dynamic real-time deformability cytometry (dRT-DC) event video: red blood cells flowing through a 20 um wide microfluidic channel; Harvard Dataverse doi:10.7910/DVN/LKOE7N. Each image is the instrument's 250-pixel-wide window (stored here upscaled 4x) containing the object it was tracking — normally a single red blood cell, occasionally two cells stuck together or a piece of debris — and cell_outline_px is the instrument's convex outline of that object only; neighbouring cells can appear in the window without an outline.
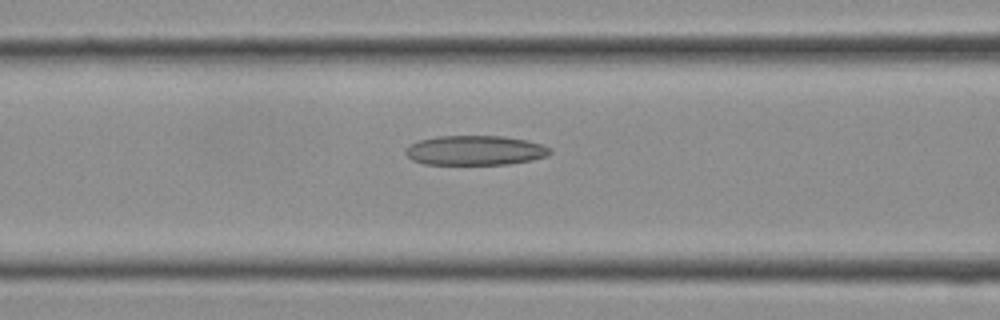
{"species": "Egyptian fruit bat (a non-hibernating species)", "species_latin": "Rousettus aegyptiacus", "temperature_condition": "cold", "stored_images_in_passage": 9, "camera_frame_rate_fps": 3000, "um_per_image_px": 0.085, "frame": {"image": 1, "passage_image": 8, "time_ms": 2.333, "image_size_px": [1000, 320], "cell_outline_px": [[552, 152], [548, 156], [532, 160], [508, 164], [424, 164], [412, 160], [404, 152], [404, 148], [420, 140], [436, 136], [504, 136], [528, 140], [552, 148]], "centroid_in_image_um": [40.41, 12.78], "position_along_channel_um": 126.2, "area_um2": 25.09}}